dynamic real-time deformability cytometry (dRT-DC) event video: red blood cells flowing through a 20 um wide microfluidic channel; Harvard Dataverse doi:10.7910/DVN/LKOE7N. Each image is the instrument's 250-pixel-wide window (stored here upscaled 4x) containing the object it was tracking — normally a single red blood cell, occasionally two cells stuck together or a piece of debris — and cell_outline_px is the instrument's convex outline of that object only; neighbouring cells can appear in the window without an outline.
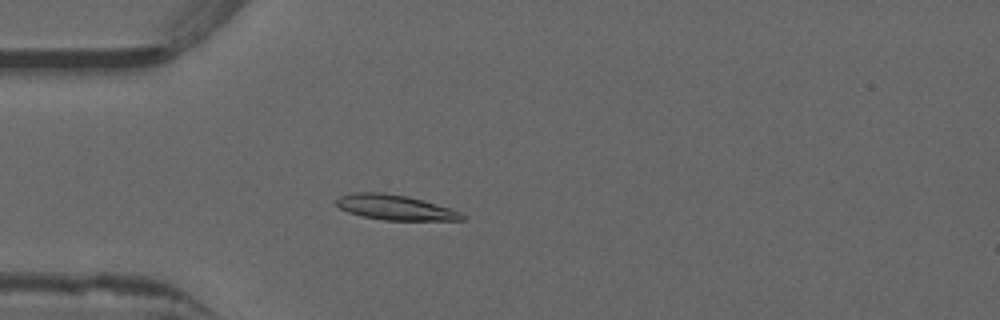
{"species": "common noctule bat (a hibernating species)", "species_latin": "Nyctalus noctula", "temperature_condition": "warm", "stored_images_in_passage": 52, "camera_frame_rate_fps": 3000, "um_per_image_px": 0.085, "animal": {"sex": "male", "forearm_length_mm": 52.5}, "frame": {"image": 1, "passage_image": 15, "time_ms": 4.667, "image_size_px": [1000, 320], "cell_outline_px": [[468, 216], [464, 220], [384, 220], [360, 216], [348, 212], [340, 208], [336, 204], [336, 200], [340, 196], [352, 192], [384, 192], [408, 196], [452, 208]], "centroid_in_image_um": [33.61, 17.63], "position_along_channel_um": 51.4, "area_um2": 18.61}}
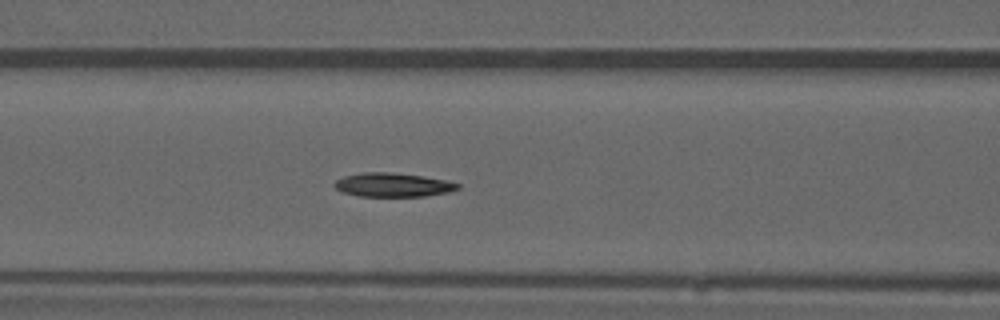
{"frame": {"image": 2, "passage_image": 22, "time_ms": 7.0, "image_size_px": [1000, 320], "cell_outline_px": [[460, 188], [448, 192], [424, 196], [360, 196], [344, 192], [336, 188], [332, 184], [336, 180], [344, 176], [364, 172], [392, 172], [424, 176], [444, 180], [460, 184]], "centroid_in_image_um": [33.39, 15.7], "position_along_channel_um": 133.2, "area_um2": 17.05}}
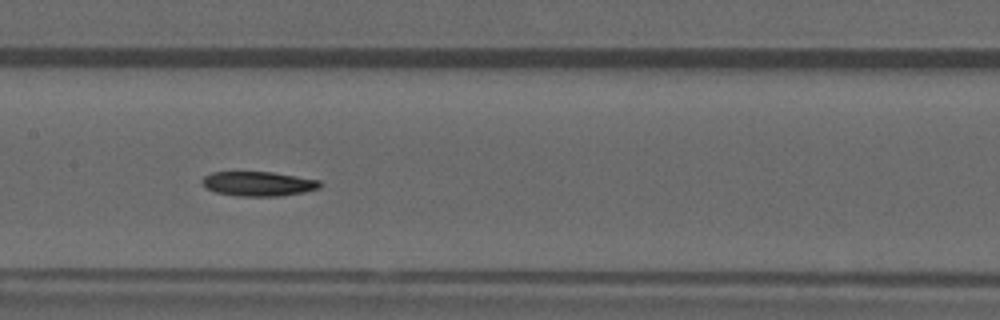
{"frame": {"image": 3, "passage_image": 26, "time_ms": 8.333, "image_size_px": [1000, 320], "cell_outline_px": [[320, 188], [304, 192], [280, 196], [236, 196], [216, 192], [204, 188], [200, 184], [200, 180], [204, 176], [212, 172], [272, 172], [320, 180]], "centroid_in_image_um": [21.9, 15.62], "position_along_channel_um": 185.5, "area_um2": 16.99}}